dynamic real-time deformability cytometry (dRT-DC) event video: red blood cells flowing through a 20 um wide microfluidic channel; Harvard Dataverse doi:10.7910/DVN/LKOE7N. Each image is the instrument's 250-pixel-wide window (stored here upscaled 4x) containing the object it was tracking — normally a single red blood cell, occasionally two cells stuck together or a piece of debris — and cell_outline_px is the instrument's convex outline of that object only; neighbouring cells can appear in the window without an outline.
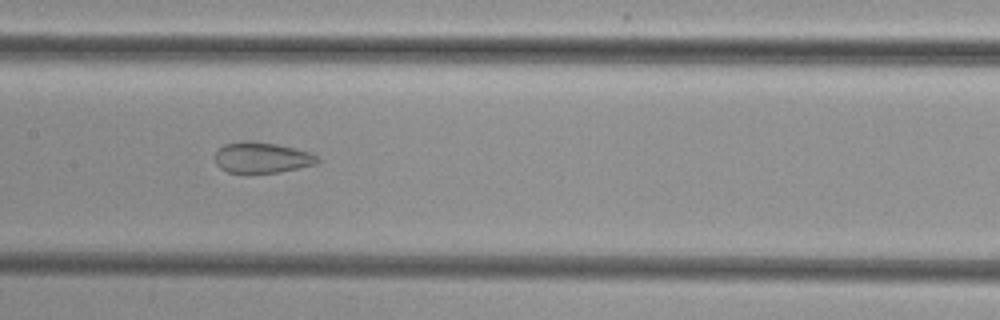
{"species": "common noctule bat (a hibernating species)", "species_latin": "Nyctalus noctula", "temperature_condition": "cold", "stored_images_in_passage": 52, "camera_frame_rate_fps": 3000, "um_per_image_px": 0.085, "animal": {"sex": "female", "body_mass_g": 29.2, "forearm_length_mm": 56.3}, "frame": {"image": 1, "passage_image": 26, "time_ms": 8.333, "image_size_px": [1000, 320], "cell_outline_px": [[320, 160], [316, 164], [300, 168], [280, 172], [228, 172], [220, 168], [216, 164], [216, 152], [224, 144], [240, 140], [252, 140], [276, 144], [312, 152]], "centroid_in_image_um": [22.27, 13.38], "position_along_channel_um": 185.1, "area_um2": 18.44}}
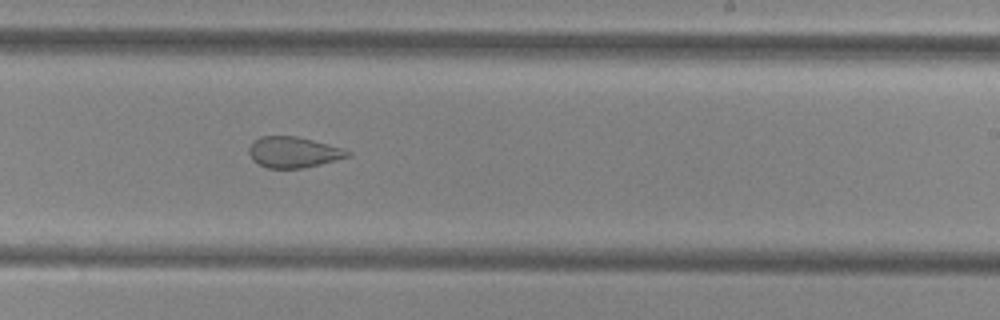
{"frame": {"image": 2, "passage_image": 32, "time_ms": 10.333, "image_size_px": [1000, 320], "cell_outline_px": [[352, 156], [320, 164], [300, 168], [268, 168], [252, 160], [248, 152], [248, 148], [260, 136], [296, 136], [344, 148], [352, 152]], "centroid_in_image_um": [24.97, 12.93], "position_along_channel_um": 264.0, "area_um2": 17.69}}
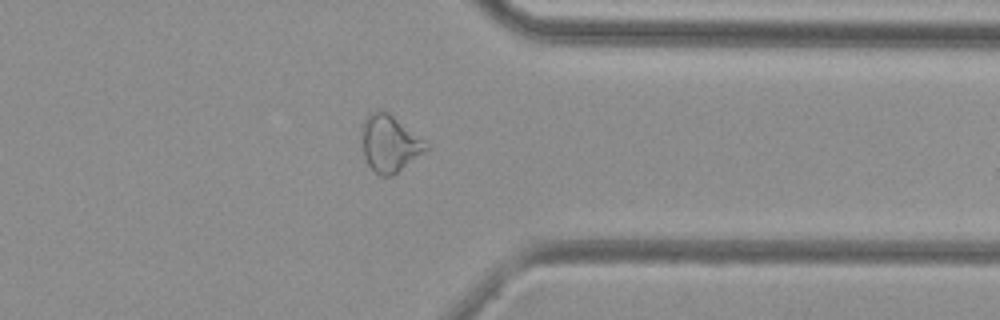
{"frame": {"image": 3, "passage_image": 41, "time_ms": 13.333, "image_size_px": [1000, 320], "cell_outline_px": [[428, 148], [392, 176], [380, 176], [368, 164], [364, 156], [360, 128], [368, 112], [384, 108], [424, 140], [428, 144]], "centroid_in_image_um": [33.07, 12.14], "position_along_channel_um": 378.3, "area_um2": 21.27}}